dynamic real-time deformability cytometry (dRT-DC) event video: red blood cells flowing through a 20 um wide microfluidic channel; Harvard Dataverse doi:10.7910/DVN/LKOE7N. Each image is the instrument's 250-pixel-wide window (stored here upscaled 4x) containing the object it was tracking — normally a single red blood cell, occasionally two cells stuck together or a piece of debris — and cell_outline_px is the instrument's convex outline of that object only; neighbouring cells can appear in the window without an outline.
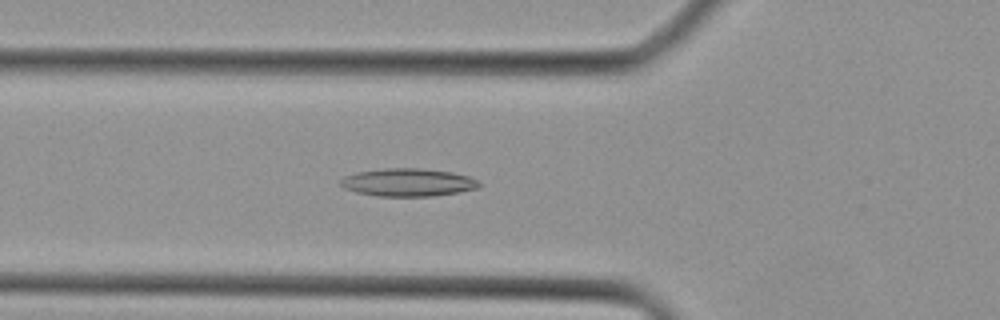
{"species": "Egyptian fruit bat (a non-hibernating species)", "species_latin": "Rousettus aegyptiacus", "temperature_condition": "cold", "stored_images_in_passage": 39, "camera_frame_rate_fps": 3000, "um_per_image_px": 0.085, "animal": {"sex": "female"}, "frame": {"image": 1, "passage_image": 13, "time_ms": 4.0, "image_size_px": [1000, 320], "cell_outline_px": [[480, 188], [432, 196], [380, 196], [356, 192], [344, 188], [340, 184], [340, 180], [344, 176], [356, 172], [384, 168], [420, 168], [452, 172], [468, 176], [476, 180], [480, 184]], "centroid_in_image_um": [34.65, 15.49], "position_along_channel_um": 91.1, "area_um2": 22.43}}
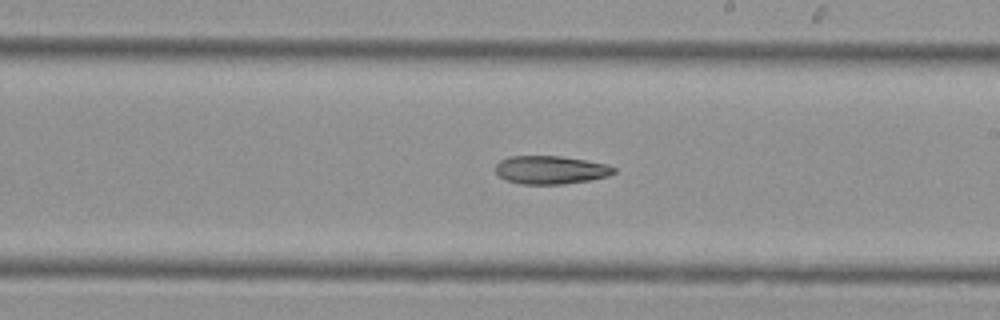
{"frame": {"image": 2, "passage_image": 22, "time_ms": 7.0, "image_size_px": [1000, 320], "cell_outline_px": [[616, 172], [608, 176], [588, 180], [564, 184], [520, 184], [504, 180], [496, 172], [496, 164], [500, 160], [508, 156], [560, 156], [608, 164], [616, 168]], "centroid_in_image_um": [46.79, 14.44], "position_along_channel_um": 242.2, "area_um2": 19.54}}
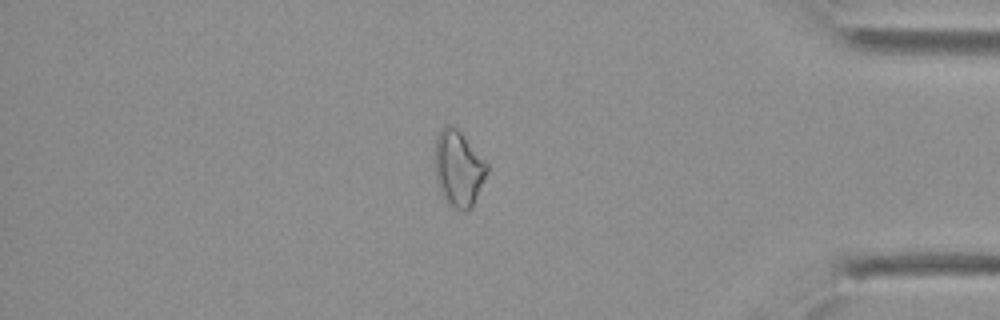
{"frame": {"image": 3, "passage_image": 33, "time_ms": 10.667, "image_size_px": [1000, 320], "cell_outline_px": [[488, 172], [472, 208], [468, 212], [464, 212], [456, 208], [444, 196], [440, 188], [436, 176], [436, 140], [440, 128], [444, 124], [448, 124], [456, 128], [460, 132], [488, 164]], "centroid_in_image_um": [39.0, 14.32], "position_along_channel_um": 396.2, "area_um2": 22.54}}